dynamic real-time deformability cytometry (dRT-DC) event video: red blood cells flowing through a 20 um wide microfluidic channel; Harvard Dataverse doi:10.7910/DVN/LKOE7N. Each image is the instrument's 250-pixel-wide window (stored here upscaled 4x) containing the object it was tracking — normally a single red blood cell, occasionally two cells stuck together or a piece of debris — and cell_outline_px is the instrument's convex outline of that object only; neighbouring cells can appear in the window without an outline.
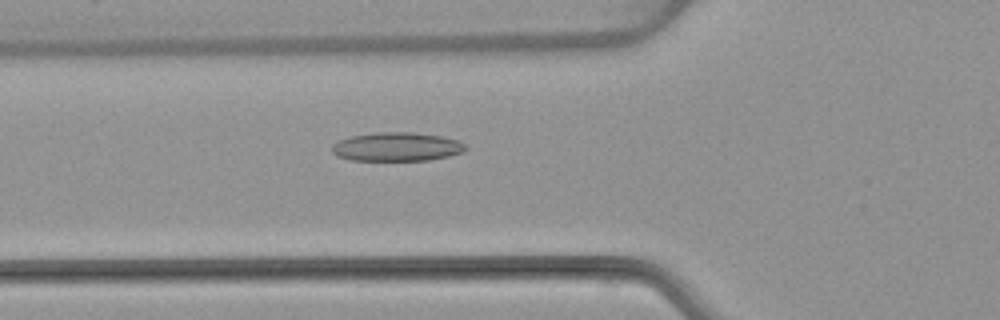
{"species": "common noctule bat (a hibernating species)", "species_latin": "Nyctalus noctula", "temperature_condition": "warm", "stored_images_in_passage": 48, "camera_frame_rate_fps": 3000, "um_per_image_px": 0.085, "animal": {"sex": "female", "body_mass_g": 22.7, "forearm_length_mm": 54.2}, "frame": {"image": 1, "passage_image": 19, "time_ms": 6.0, "image_size_px": [1000, 320], "cell_outline_px": [[468, 148], [464, 152], [448, 156], [428, 160], [352, 160], [336, 156], [332, 152], [332, 144], [340, 140], [352, 136], [376, 132], [412, 132], [440, 136], [460, 140], [468, 144]], "centroid_in_image_um": [33.77, 12.47], "position_along_channel_um": 92.0, "area_um2": 22.54}}
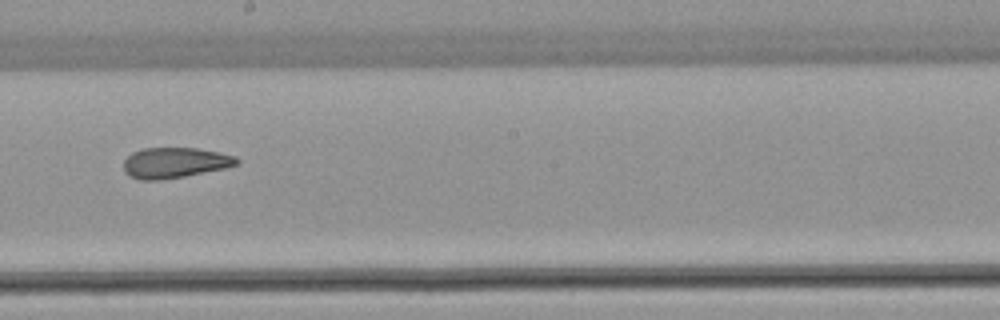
{"frame": {"image": 2, "passage_image": 30, "time_ms": 9.667, "image_size_px": [1000, 320], "cell_outline_px": [[240, 164], [228, 168], [184, 176], [160, 180], [140, 180], [128, 176], [124, 172], [124, 160], [132, 152], [144, 148], [196, 148], [220, 152], [236, 156], [240, 160]], "centroid_in_image_um": [14.89, 13.83], "position_along_channel_um": 233.3, "area_um2": 20.4}}
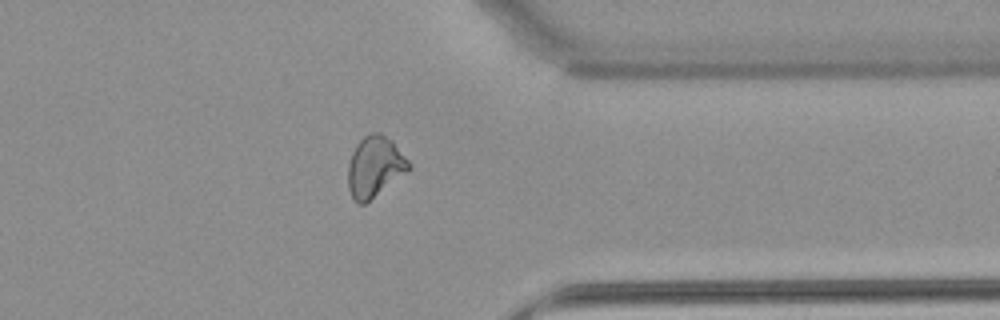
{"frame": {"image": 3, "passage_image": 42, "time_ms": 13.667, "image_size_px": [1000, 320], "cell_outline_px": [[412, 168], [364, 204], [356, 204], [348, 188], [348, 164], [352, 152], [356, 144], [364, 136], [372, 132], [380, 132], [392, 140], [412, 164]], "centroid_in_image_um": [31.86, 14.15], "position_along_channel_um": 379.5, "area_um2": 21.56}}